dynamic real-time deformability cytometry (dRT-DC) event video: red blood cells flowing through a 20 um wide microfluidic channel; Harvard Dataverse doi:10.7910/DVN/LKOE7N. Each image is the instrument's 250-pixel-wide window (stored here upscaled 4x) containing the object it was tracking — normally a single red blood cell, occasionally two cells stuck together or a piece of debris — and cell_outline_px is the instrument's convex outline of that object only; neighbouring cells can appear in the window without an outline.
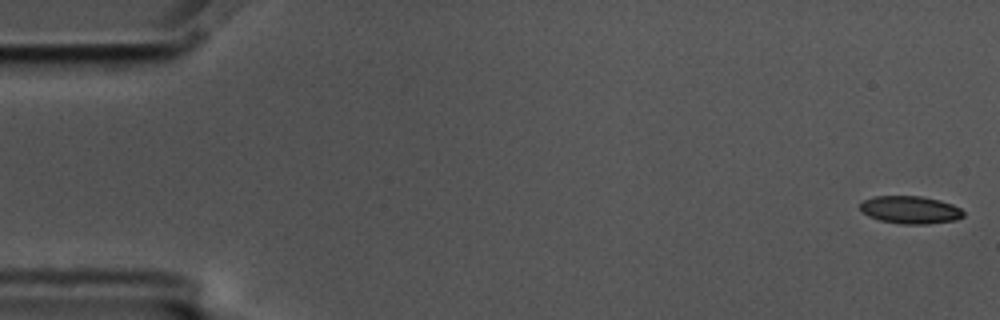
{"species": "common noctule bat (a hibernating species)", "species_latin": "Nyctalus noctula", "temperature_condition": "cold", "stored_images_in_passage": 56, "camera_frame_rate_fps": 3000, "um_per_image_px": 0.085, "animal": {"sex": "male", "body_mass_g": 17.5, "forearm_length_mm": 52.3}, "frame": {"image": 1, "passage_image": 1, "time_ms": 0.0, "image_size_px": [1000, 320], "cell_outline_px": [[964, 216], [956, 220], [928, 224], [900, 224], [880, 220], [868, 216], [860, 212], [860, 204], [864, 200], [872, 196], [920, 196], [940, 200], [952, 204], [960, 208], [964, 212]], "centroid_in_image_um": [77.36, 17.84], "position_along_channel_um": 7.6, "area_um2": 16.82}}
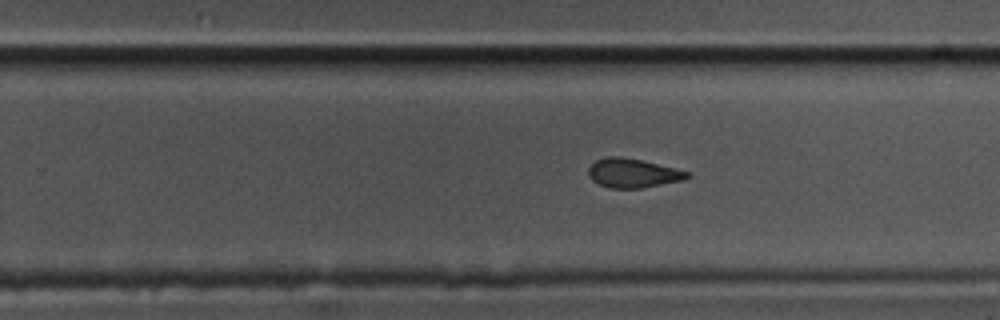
{"frame": {"image": 2, "passage_image": 35, "time_ms": 11.333, "image_size_px": [1000, 320], "cell_outline_px": [[692, 176], [684, 180], [644, 188], [608, 188], [592, 180], [588, 176], [588, 168], [596, 160], [608, 156], [620, 156], [640, 160], [676, 168], [688, 172]], "centroid_in_image_um": [53.8, 14.72], "position_along_channel_um": 276.0, "area_um2": 16.82}}
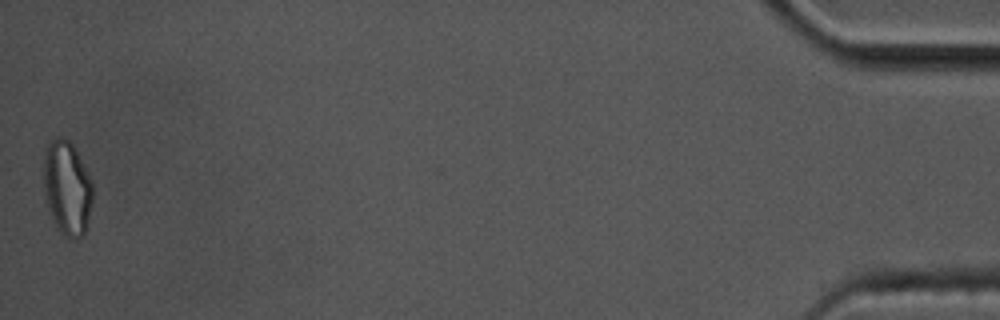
{"frame": {"image": 3, "passage_image": 56, "time_ms": 18.333, "image_size_px": [1000, 320], "cell_outline_px": [[92, 200], [84, 236], [76, 240], [72, 240], [64, 236], [56, 228], [48, 212], [44, 200], [44, 148], [56, 136], [64, 136], [72, 144], [88, 172], [92, 180]], "centroid_in_image_um": [5.68, 16.01], "position_along_channel_um": 429.5, "area_um2": 27.51}, "authors_computed_cell_mechanics": {"area_um2": 17.5134, "velocity_mm_per_s": 3.57, "shape_relaxation_time_tau1_ms": null, "shape_relaxation_time_tau2_ms": 2.6587, "deformation_change_tau1": null, "deformation_change_tau2": 0.0937}}